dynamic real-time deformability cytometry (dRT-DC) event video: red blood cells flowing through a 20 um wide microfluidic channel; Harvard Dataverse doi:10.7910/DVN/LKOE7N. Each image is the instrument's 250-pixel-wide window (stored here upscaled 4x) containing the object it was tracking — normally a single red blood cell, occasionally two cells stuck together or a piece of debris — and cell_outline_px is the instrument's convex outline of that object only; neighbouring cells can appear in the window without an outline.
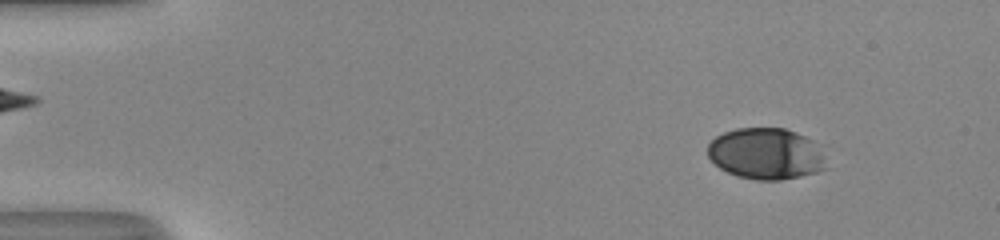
{"species": "human", "species_latin": "Homo sapiens", "temperature_condition": "room temperature", "stored_images_in_passage": 51, "camera_frame_rate_fps": 3000, "um_per_image_px": 0.085, "donor": {"sex": "male"}, "frame": {"image": 1, "passage_image": 6, "time_ms": 1.667, "image_size_px": [1000, 240], "cell_outline_px": [[828, 168], [816, 172], [800, 176], [780, 180], [756, 180], [736, 176], [720, 168], [708, 156], [708, 144], [716, 136], [724, 132], [736, 128], [784, 128], [796, 132], [824, 144]], "centroid_in_image_um": [65.21, 13.06], "position_along_channel_um": 19.8, "area_um2": 36.24}}
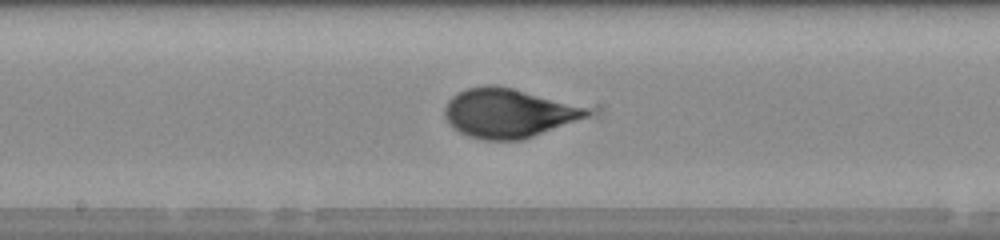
{"frame": {"image": 2, "passage_image": 28, "time_ms": 9.0, "image_size_px": [1000, 240], "cell_outline_px": [[592, 112], [588, 116], [524, 140], [484, 140], [468, 136], [452, 128], [448, 124], [444, 116], [444, 108], [448, 100], [452, 96], [468, 88], [492, 84], [496, 84], [512, 88], [588, 108]], "centroid_in_image_um": [43.15, 9.63], "position_along_channel_um": 205.0, "area_um2": 40.52}}
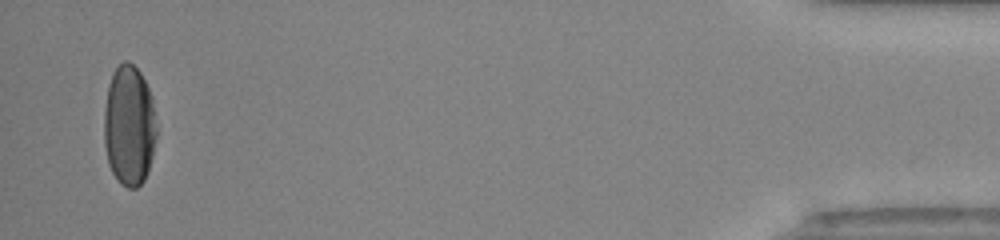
{"frame": {"image": 3, "passage_image": 50, "time_ms": 16.333, "image_size_px": [1000, 240], "cell_outline_px": [[156, 136], [152, 156], [144, 180], [136, 188], [128, 188], [120, 184], [112, 172], [108, 164], [104, 144], [104, 108], [108, 84], [112, 72], [124, 60], [128, 60], [140, 72], [148, 88], [152, 100], [156, 128]], "centroid_in_image_um": [10.95, 10.67], "position_along_channel_um": 424.2, "area_um2": 36.93}, "authors_computed_cell_mechanics": {"area_um2": 37.57, "velocity_mm_per_s": 4.1131, "shape_relaxation_time_tau1_ms": 4.1801, "shape_relaxation_time_tau2_ms": null, "deformation_change_tau1": 0.1685, "deformation_change_tau2": null}}